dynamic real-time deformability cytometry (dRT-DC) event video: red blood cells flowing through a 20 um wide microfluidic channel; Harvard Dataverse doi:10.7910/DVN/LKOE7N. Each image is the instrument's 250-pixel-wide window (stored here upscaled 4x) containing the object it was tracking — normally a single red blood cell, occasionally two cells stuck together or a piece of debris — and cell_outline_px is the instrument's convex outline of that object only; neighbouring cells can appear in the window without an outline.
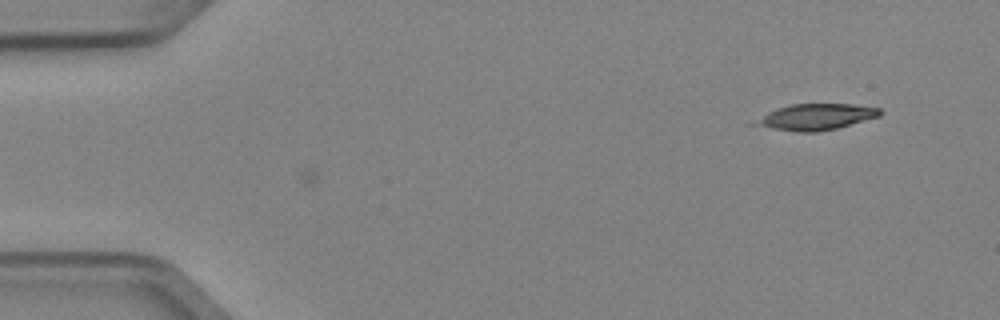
{"species": "Egyptian fruit bat (a non-hibernating species)", "species_latin": "Rousettus aegyptiacus", "temperature_condition": "cold", "stored_images_in_passage": 3, "camera_frame_rate_fps": 3000, "um_per_image_px": 0.085, "animal": {"sex": "female"}, "frame": {"image": 1, "passage_image": 3, "time_ms": 0.667, "image_size_px": [1000, 320], "cell_outline_px": [[884, 112], [880, 116], [836, 128], [816, 132], [796, 132], [748, 124], [748, 120], [768, 112], [792, 104], [852, 104], [880, 108]], "centroid_in_image_um": [69.28, 9.94], "position_along_channel_um": 15.7, "area_um2": 19.13}}